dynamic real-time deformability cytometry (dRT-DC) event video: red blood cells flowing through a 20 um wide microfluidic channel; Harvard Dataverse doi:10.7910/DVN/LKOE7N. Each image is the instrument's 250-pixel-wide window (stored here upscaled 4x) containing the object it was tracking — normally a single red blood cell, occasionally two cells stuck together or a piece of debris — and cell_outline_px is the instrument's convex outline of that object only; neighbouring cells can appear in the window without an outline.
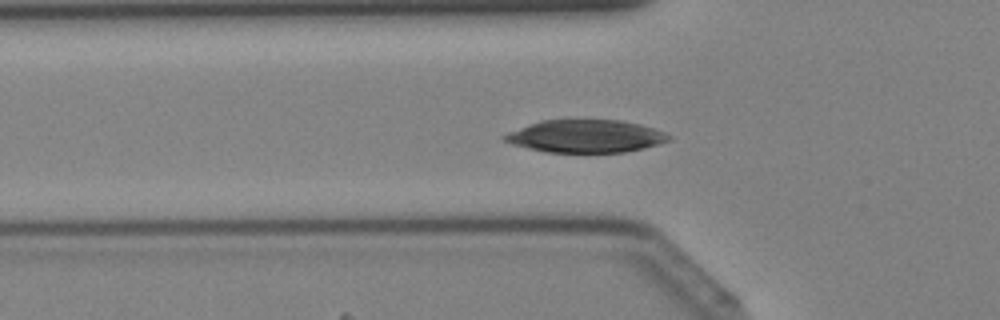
{"species": "Egyptian fruit bat (a non-hibernating species)", "species_latin": "Rousettus aegyptiacus", "temperature_condition": "cold", "stored_images_in_passage": 38, "camera_frame_rate_fps": 3000, "um_per_image_px": 0.085, "animal": {"sex": "female"}, "frame": {"image": 1, "passage_image": 10, "time_ms": 3.0, "image_size_px": [1000, 320], "cell_outline_px": [[672, 140], [660, 144], [644, 148], [624, 152], [544, 152], [512, 144], [504, 140], [500, 136], [508, 132], [528, 124], [540, 120], [568, 116], [576, 116], [620, 120], [640, 124], [664, 132], [672, 136]], "centroid_in_image_um": [49.75, 11.52], "position_along_channel_um": 76.0, "area_um2": 32.66}}
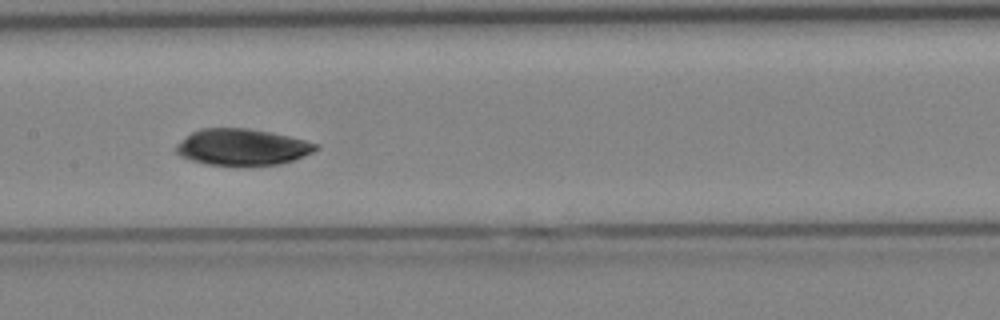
{"frame": {"image": 2, "passage_image": 17, "time_ms": 5.333, "image_size_px": [1000, 320], "cell_outline_px": [[320, 148], [304, 156], [280, 164], [204, 164], [180, 156], [176, 152], [176, 144], [192, 132], [200, 128], [248, 128], [272, 132], [320, 144]], "centroid_in_image_um": [20.59, 12.48], "position_along_channel_um": 186.8, "area_um2": 29.3}}
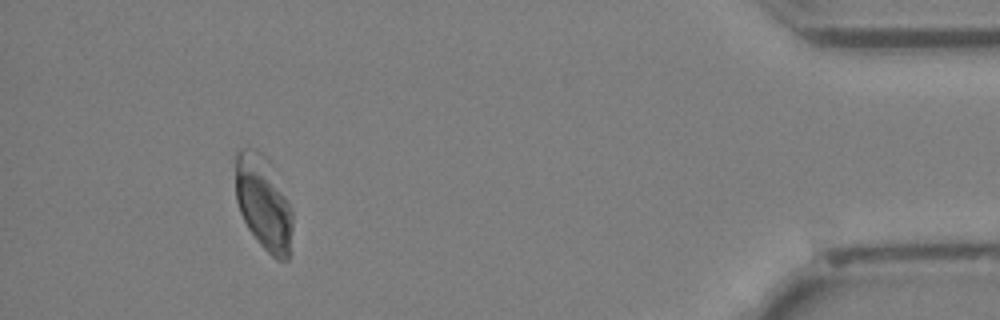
{"frame": {"image": 3, "passage_image": 35, "time_ms": 11.333, "image_size_px": [1000, 320], "cell_outline_px": [[292, 252], [288, 260], [276, 260], [256, 240], [248, 228], [240, 212], [236, 200], [236, 152], [240, 148], [252, 148], [260, 152], [268, 160], [288, 200], [292, 212]], "centroid_in_image_um": [22.41, 17.3], "position_along_channel_um": 412.8, "area_um2": 31.44}}